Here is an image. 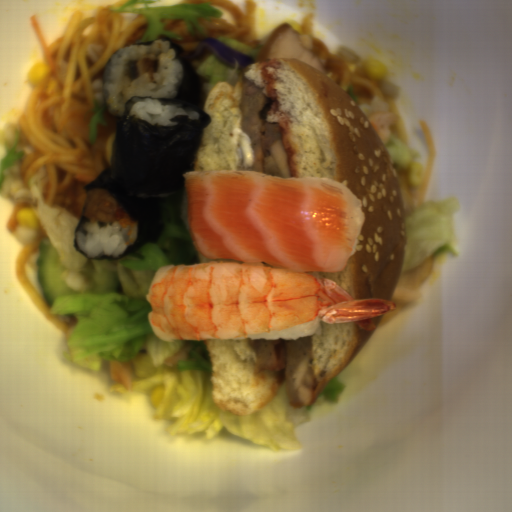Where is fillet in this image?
<instances>
[{"mask_svg":"<svg viewBox=\"0 0 512 512\" xmlns=\"http://www.w3.org/2000/svg\"><path fill=\"white\" fill-rule=\"evenodd\" d=\"M182 175L191 241L204 258L299 273L347 269L365 214L346 183L256 170Z\"/></svg>","mask_w":512,"mask_h":512,"instance_id":"obj_1","label":"fillet"}]
</instances>
